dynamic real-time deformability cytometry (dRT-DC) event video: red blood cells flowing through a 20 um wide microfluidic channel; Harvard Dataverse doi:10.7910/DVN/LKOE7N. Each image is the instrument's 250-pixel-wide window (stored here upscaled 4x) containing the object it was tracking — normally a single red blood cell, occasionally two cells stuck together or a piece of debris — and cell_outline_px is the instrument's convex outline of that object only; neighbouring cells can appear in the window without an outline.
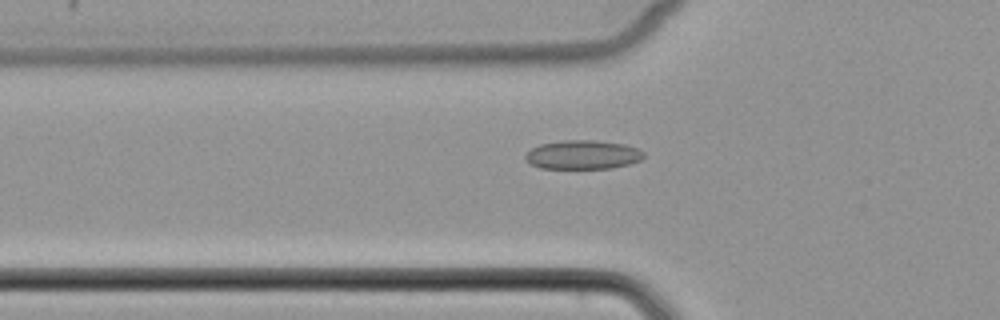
{"species": "common noctule bat (a hibernating species)", "species_latin": "Nyctalus noctula", "temperature_condition": "cold", "stored_images_in_passage": 47, "camera_frame_rate_fps": 3000, "um_per_image_px": 0.085, "animal": {"sex": "female", "body_mass_g": 22.7, "forearm_length_mm": 54.2}, "frame": {"image": 1, "passage_image": 13, "time_ms": 4.0, "image_size_px": [1000, 320], "cell_outline_px": [[644, 156], [640, 160], [628, 164], [612, 168], [540, 168], [532, 164], [524, 156], [532, 148], [540, 144], [564, 140], [596, 140], [624, 144], [636, 148], [644, 152]], "centroid_in_image_um": [49.55, 13.14], "position_along_channel_um": 76.3, "area_um2": 19.77}}
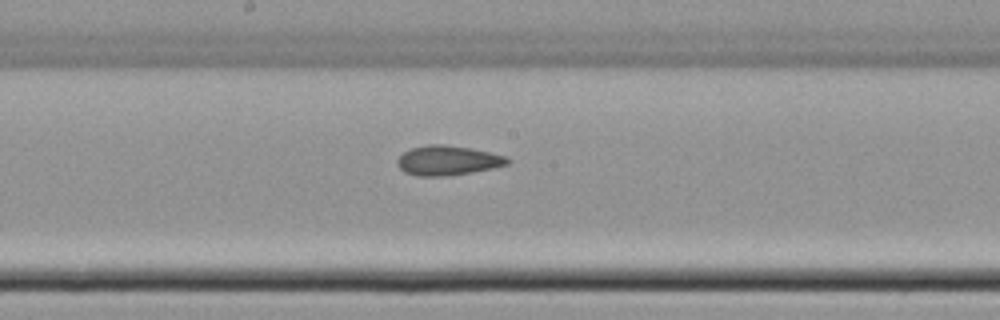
{"frame": {"image": 2, "passage_image": 23, "time_ms": 7.333, "image_size_px": [1000, 320], "cell_outline_px": [[512, 160], [508, 164], [492, 168], [472, 172], [448, 176], [416, 176], [404, 172], [396, 164], [396, 160], [404, 152], [412, 148], [428, 144], [444, 144], [472, 148], [508, 156]], "centroid_in_image_um": [38.07, 13.64], "position_along_channel_um": 210.1, "area_um2": 19.25}}
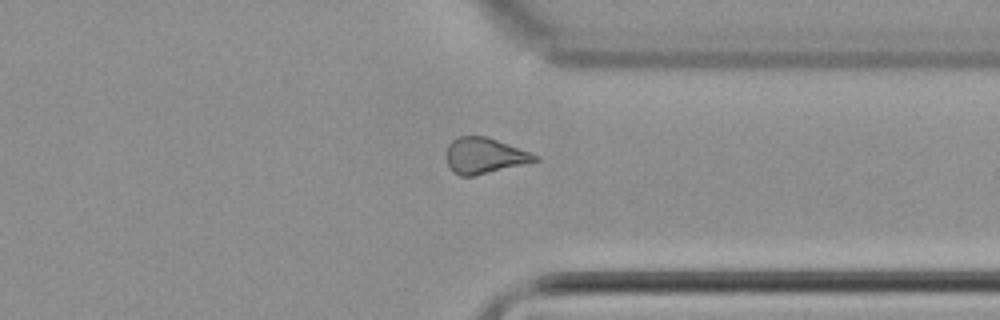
{"frame": {"image": 3, "passage_image": 35, "time_ms": 11.333, "image_size_px": [1000, 320], "cell_outline_px": [[540, 160], [524, 164], [472, 176], [460, 176], [452, 172], [444, 156], [448, 144], [452, 140], [460, 136], [488, 136], [540, 156]], "centroid_in_image_um": [41.14, 13.22], "position_along_channel_um": 370.3, "area_um2": 18.61}}